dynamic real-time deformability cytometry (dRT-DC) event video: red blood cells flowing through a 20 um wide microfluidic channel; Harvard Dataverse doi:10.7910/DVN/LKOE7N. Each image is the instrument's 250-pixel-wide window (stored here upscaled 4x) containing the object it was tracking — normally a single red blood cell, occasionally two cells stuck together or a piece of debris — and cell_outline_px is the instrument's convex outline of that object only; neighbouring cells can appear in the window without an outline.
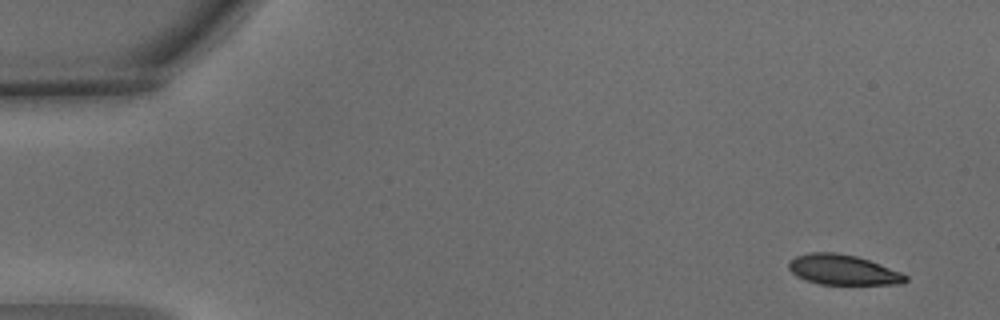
{"species": "common noctule bat (a hibernating species)", "species_latin": "Nyctalus noctula", "temperature_condition": "warm", "stored_images_in_passage": 6, "camera_frame_rate_fps": 3000, "um_per_image_px": 0.085, "animal": {"sex": "male", "body_mass_g": 15.6}, "frame": {"image": 1, "passage_image": 1, "time_ms": 0.0, "image_size_px": [1000, 320], "cell_outline_px": [[908, 280], [900, 284], [820, 284], [796, 276], [788, 268], [788, 264], [796, 256], [808, 252], [836, 252], [856, 256], [868, 260], [900, 272], [908, 276]], "centroid_in_image_um": [71.64, 22.93], "position_along_channel_um": 13.4, "area_um2": 20.29}}